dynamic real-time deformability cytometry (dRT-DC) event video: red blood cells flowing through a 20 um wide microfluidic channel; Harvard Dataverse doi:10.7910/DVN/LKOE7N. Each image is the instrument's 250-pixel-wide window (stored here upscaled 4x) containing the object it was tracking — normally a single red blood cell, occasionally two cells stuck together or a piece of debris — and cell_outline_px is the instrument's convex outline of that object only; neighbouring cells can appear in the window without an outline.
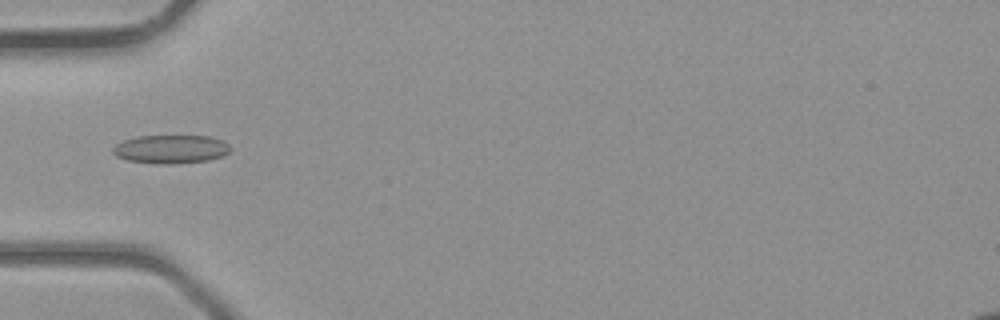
{"species": "common noctule bat (a hibernating species)", "species_latin": "Nyctalus noctula", "temperature_condition": "room temperature", "stored_images_in_passage": 28, "camera_frame_rate_fps": 3000, "um_per_image_px": 0.085, "animal": {"sex": "male", "body_mass_g": 23.1, "forearm_length_mm": 52.7}, "frame": {"image": 1, "passage_image": 1, "time_ms": 0.0, "image_size_px": [1000, 320], "cell_outline_px": [[232, 148], [224, 156], [208, 160], [168, 164], [160, 164], [128, 160], [116, 156], [112, 152], [112, 148], [116, 144], [124, 140], [136, 136], [208, 136], [224, 140]], "centroid_in_image_um": [14.54, 12.67], "position_along_channel_um": 70.5, "area_um2": 19.54}}
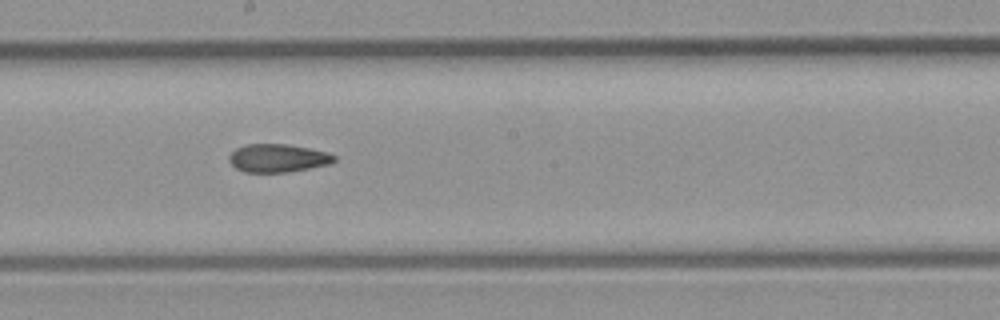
{"frame": {"image": 2, "passage_image": 10, "time_ms": 3.0, "image_size_px": [1000, 320], "cell_outline_px": [[336, 160], [332, 164], [288, 172], [244, 172], [236, 168], [228, 160], [228, 156], [236, 148], [248, 144], [288, 144], [328, 152], [336, 156]], "centroid_in_image_um": [23.64, 13.44], "position_along_channel_um": 224.6, "area_um2": 17.34}}
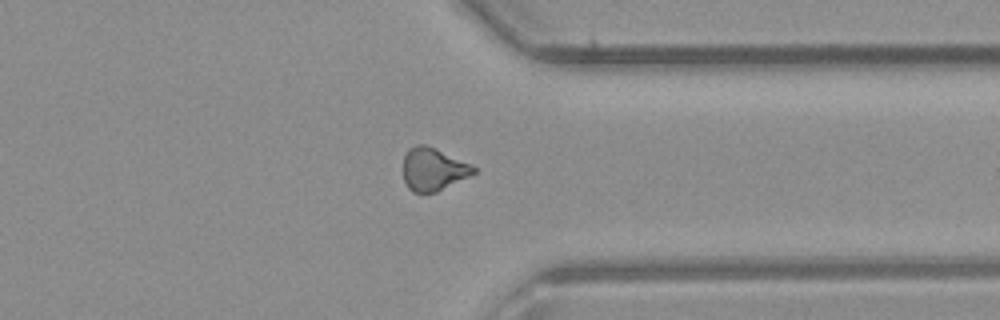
{"frame": {"image": 3, "passage_image": 19, "time_ms": 6.0, "image_size_px": [1000, 320], "cell_outline_px": [[476, 172], [436, 192], [412, 192], [408, 188], [404, 180], [404, 156], [408, 148], [416, 144], [424, 144], [436, 148], [472, 164], [476, 168]], "centroid_in_image_um": [36.81, 14.36], "position_along_channel_um": 374.6, "area_um2": 17.51}}